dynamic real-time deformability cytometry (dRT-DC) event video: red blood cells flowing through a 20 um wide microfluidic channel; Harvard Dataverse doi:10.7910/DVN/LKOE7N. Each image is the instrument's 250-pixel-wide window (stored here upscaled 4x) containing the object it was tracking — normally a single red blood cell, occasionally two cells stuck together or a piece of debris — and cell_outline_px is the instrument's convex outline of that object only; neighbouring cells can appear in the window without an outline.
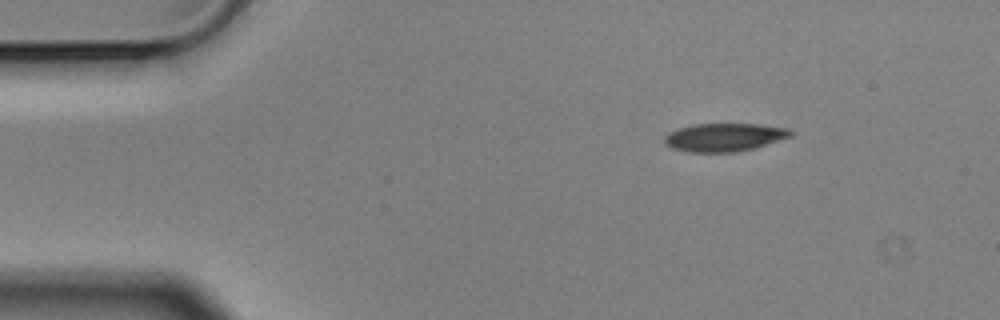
{"species": "Egyptian fruit bat (a non-hibernating species)", "species_latin": "Rousettus aegyptiacus", "temperature_condition": "cold", "stored_images_in_passage": 49, "camera_frame_rate_fps": 3000, "um_per_image_px": 0.085, "animal": {"sex": "male"}, "frame": {"image": 1, "passage_image": 1, "time_ms": 0.0, "image_size_px": [1000, 320], "cell_outline_px": [[796, 132], [792, 136], [752, 148], [736, 152], [688, 152], [672, 148], [664, 144], [664, 136], [668, 132], [692, 124], [760, 124], [788, 128]], "centroid_in_image_um": [61.55, 11.66], "position_along_channel_um": 23.4, "area_um2": 20.75}}
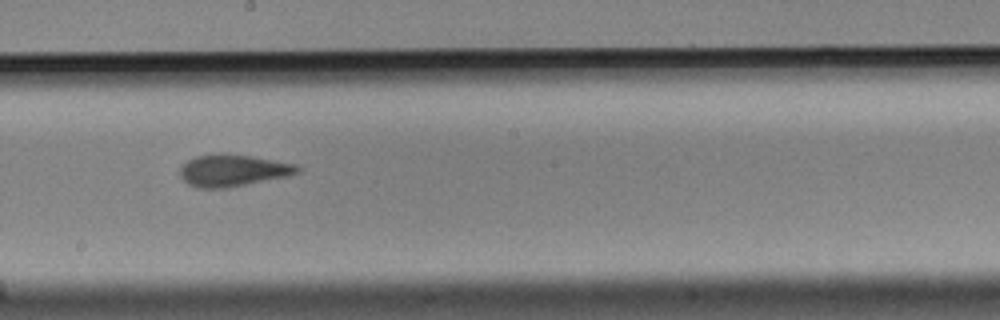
{"frame": {"image": 2, "passage_image": 24, "time_ms": 7.667, "image_size_px": [1000, 320], "cell_outline_px": [[300, 172], [288, 176], [228, 188], [196, 188], [188, 184], [180, 176], [180, 168], [188, 160], [196, 156], [220, 152], [252, 156], [296, 164], [300, 168]], "centroid_in_image_um": [19.79, 14.48], "position_along_channel_um": 228.4, "area_um2": 22.02}}
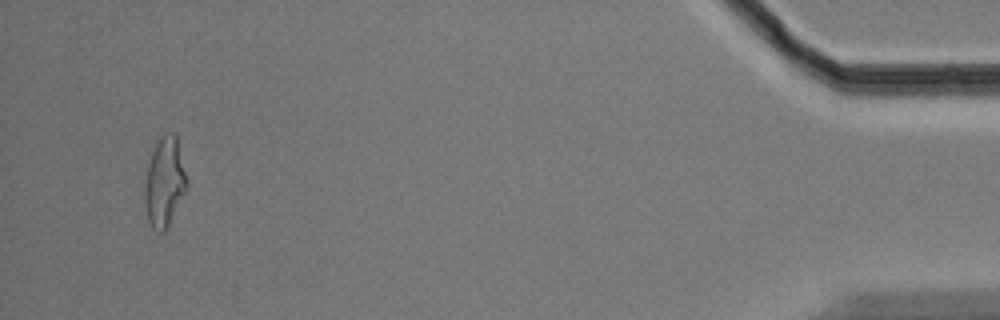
{"frame": {"image": 3, "passage_image": 47, "time_ms": 15.333, "image_size_px": [1000, 320], "cell_outline_px": [[188, 184], [164, 232], [156, 232], [152, 228], [148, 220], [144, 204], [144, 184], [148, 164], [152, 152], [160, 136], [164, 132], [176, 132], [188, 180]], "centroid_in_image_um": [13.97, 15.42], "position_along_channel_um": 421.2, "area_um2": 21.96}, "authors_computed_cell_mechanics": {"area_um2": 21.386, "velocity_mm_per_s": 3.5551, "shape_relaxation_time_tau1_ms": 5.7493, "shape_relaxation_time_tau2_ms": 2.5958, "deformation_change_tau1": 0.1897, "deformation_change_tau2": 0.1092}}